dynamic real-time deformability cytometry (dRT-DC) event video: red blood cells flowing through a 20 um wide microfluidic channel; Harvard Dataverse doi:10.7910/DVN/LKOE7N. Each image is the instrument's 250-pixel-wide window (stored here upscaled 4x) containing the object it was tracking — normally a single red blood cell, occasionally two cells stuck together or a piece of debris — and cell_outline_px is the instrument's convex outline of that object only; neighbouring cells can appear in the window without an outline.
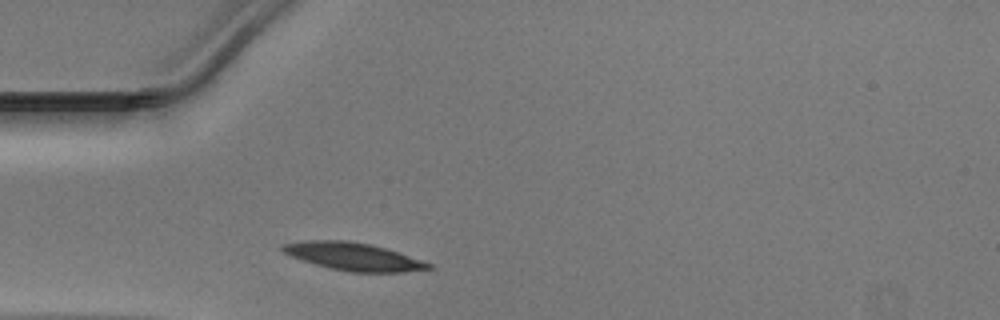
{"species": "Egyptian fruit bat (a non-hibernating species)", "species_latin": "Rousettus aegyptiacus", "temperature_condition": "warm", "stored_images_in_passage": 26, "camera_frame_rate_fps": 3000, "um_per_image_px": 0.085, "animal": {"sex": "male"}, "frame": {"image": 1, "passage_image": 1, "time_ms": 0.0, "image_size_px": [1000, 320], "cell_outline_px": [[432, 268], [404, 272], [348, 272], [300, 260], [284, 252], [280, 248], [280, 244], [304, 240], [348, 240], [372, 244], [432, 264]], "centroid_in_image_um": [29.97, 21.79], "position_along_channel_um": 55.0, "area_um2": 23.41}}
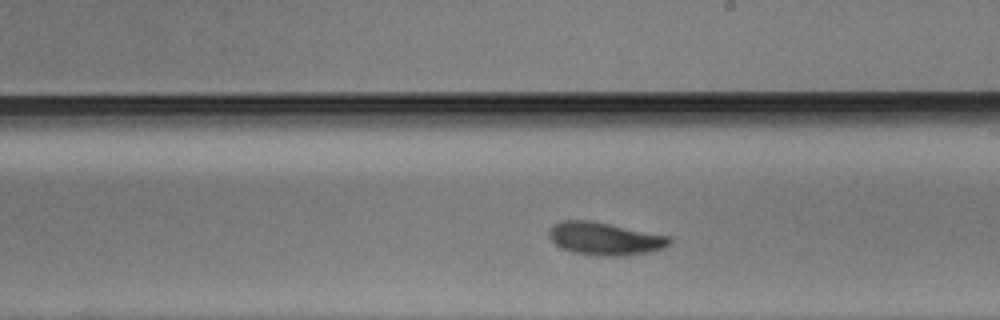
{"frame": {"image": 2, "passage_image": 15, "time_ms": 4.667, "image_size_px": [1000, 320], "cell_outline_px": [[672, 244], [664, 248], [652, 252], [624, 256], [604, 256], [572, 252], [556, 244], [548, 236], [548, 228], [552, 224], [560, 220], [588, 220], [668, 236], [672, 240]], "centroid_in_image_um": [51.4, 20.29], "position_along_channel_um": 237.6, "area_um2": 23.0}}
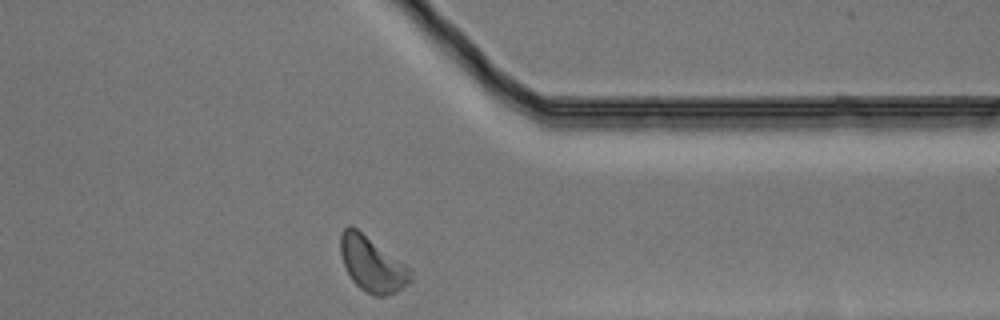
{"frame": {"image": 3, "passage_image": 26, "time_ms": 8.333, "image_size_px": [1000, 320], "cell_outline_px": [[412, 280], [408, 284], [396, 292], [384, 296], [376, 296], [360, 288], [352, 280], [340, 256], [340, 236], [344, 228], [348, 224], [352, 224], [412, 268]], "centroid_in_image_um": [31.65, 22.42], "position_along_channel_um": 379.8, "area_um2": 22.77}}